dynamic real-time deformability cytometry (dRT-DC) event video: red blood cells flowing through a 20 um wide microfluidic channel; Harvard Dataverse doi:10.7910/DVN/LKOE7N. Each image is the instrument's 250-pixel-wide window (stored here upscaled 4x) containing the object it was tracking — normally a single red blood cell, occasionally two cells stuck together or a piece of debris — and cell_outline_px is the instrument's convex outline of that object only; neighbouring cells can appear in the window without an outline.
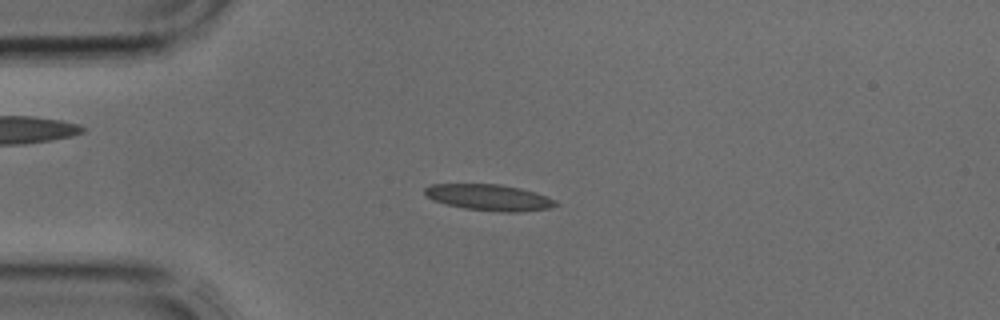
{"species": "common noctule bat (a hibernating species)", "species_latin": "Nyctalus noctula", "temperature_condition": "cold", "stored_images_in_passage": 39, "camera_frame_rate_fps": 3000, "um_per_image_px": 0.085, "animal": {"sex": "male", "body_mass_g": 17.9, "forearm_length_mm": 54.2}, "frame": {"image": 1, "passage_image": 9, "time_ms": 2.667, "image_size_px": [1000, 320], "cell_outline_px": [[560, 204], [548, 208], [520, 212], [504, 212], [464, 208], [448, 204], [436, 200], [428, 196], [424, 192], [424, 188], [432, 184], [500, 184], [520, 188], [536, 192], [548, 196], [556, 200]], "centroid_in_image_um": [41.64, 16.77], "position_along_channel_um": 43.4, "area_um2": 19.83}}
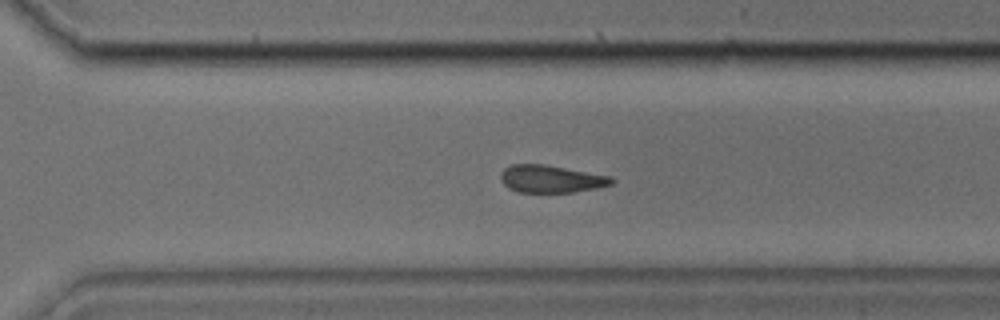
{"frame": {"image": 2, "passage_image": 27, "time_ms": 8.667, "image_size_px": [1000, 320], "cell_outline_px": [[616, 180], [612, 184], [596, 188], [572, 192], [516, 192], [508, 188], [500, 180], [500, 172], [504, 168], [512, 164], [544, 164], [612, 176]], "centroid_in_image_um": [46.82, 15.2], "position_along_channel_um": 323.8, "area_um2": 17.92}}
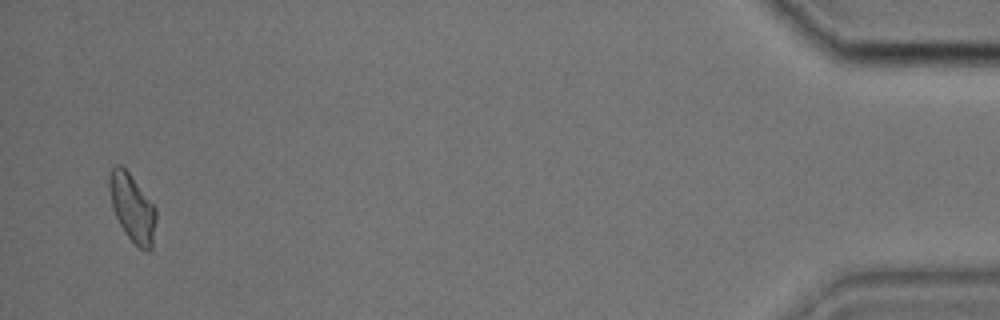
{"frame": {"image": 3, "passage_image": 38, "time_ms": 12.333, "image_size_px": [1000, 320], "cell_outline_px": [[156, 220], [152, 248], [148, 252], [144, 252], [128, 236], [120, 224], [112, 208], [108, 188], [108, 176], [112, 168], [116, 164], [120, 164], [128, 172], [156, 208]], "centroid_in_image_um": [11.24, 17.66], "position_along_channel_um": 424.0, "area_um2": 18.32}}